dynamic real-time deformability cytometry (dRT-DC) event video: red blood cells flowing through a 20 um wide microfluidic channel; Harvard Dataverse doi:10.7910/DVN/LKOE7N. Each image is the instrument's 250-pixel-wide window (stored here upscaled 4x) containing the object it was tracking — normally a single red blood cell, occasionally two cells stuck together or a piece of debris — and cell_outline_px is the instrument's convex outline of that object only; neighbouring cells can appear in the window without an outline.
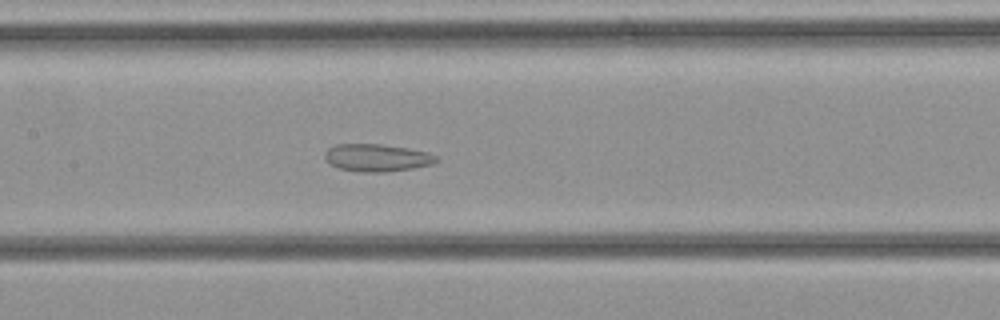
{"species": "common noctule bat (a hibernating species)", "species_latin": "Nyctalus noctula", "temperature_condition": "cold", "stored_images_in_passage": 36, "camera_frame_rate_fps": 3000, "um_per_image_px": 0.085, "animal": {"sex": "female", "body_mass_g": 21.9}, "frame": {"image": 1, "passage_image": 18, "time_ms": 5.667, "image_size_px": [1000, 320], "cell_outline_px": [[440, 160], [432, 164], [412, 168], [384, 172], [360, 172], [340, 168], [328, 164], [324, 156], [324, 152], [328, 148], [336, 144], [380, 144], [408, 148], [428, 152], [436, 156]], "centroid_in_image_um": [32.02, 13.4], "position_along_channel_um": 175.4, "area_um2": 17.92}}
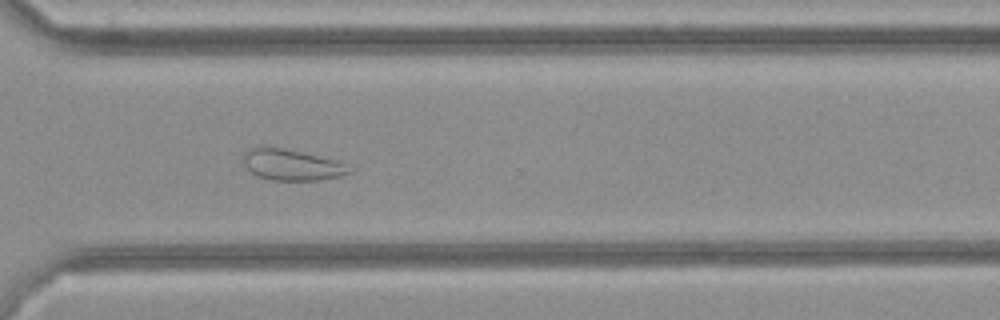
{"frame": {"image": 2, "passage_image": 27, "time_ms": 8.667, "image_size_px": [1000, 320], "cell_outline_px": [[352, 172], [340, 176], [320, 180], [272, 180], [260, 176], [252, 172], [244, 164], [244, 152], [248, 148], [260, 144], [268, 144], [336, 160], [352, 168]], "centroid_in_image_um": [24.76, 13.96], "position_along_channel_um": 345.8, "area_um2": 19.48}}
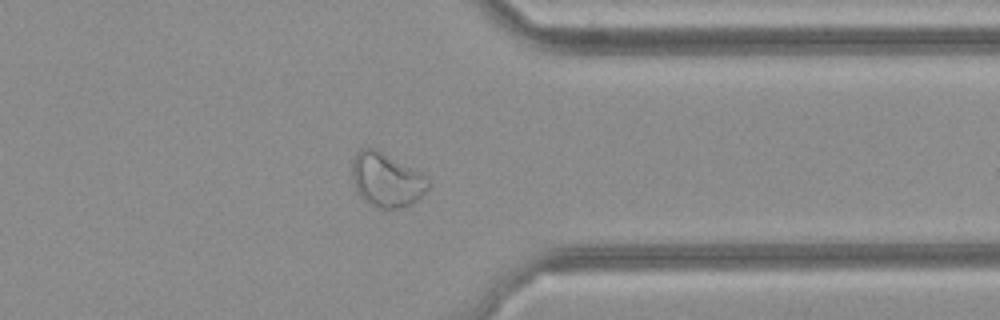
{"frame": {"image": 3, "passage_image": 29, "time_ms": 9.333, "image_size_px": [1000, 320], "cell_outline_px": [[428, 188], [412, 204], [400, 208], [380, 208], [364, 200], [356, 192], [352, 180], [352, 160], [356, 152], [360, 148], [376, 148], [420, 172], [428, 184]], "centroid_in_image_um": [32.79, 15.27], "position_along_channel_um": 378.6, "area_um2": 23.76}}